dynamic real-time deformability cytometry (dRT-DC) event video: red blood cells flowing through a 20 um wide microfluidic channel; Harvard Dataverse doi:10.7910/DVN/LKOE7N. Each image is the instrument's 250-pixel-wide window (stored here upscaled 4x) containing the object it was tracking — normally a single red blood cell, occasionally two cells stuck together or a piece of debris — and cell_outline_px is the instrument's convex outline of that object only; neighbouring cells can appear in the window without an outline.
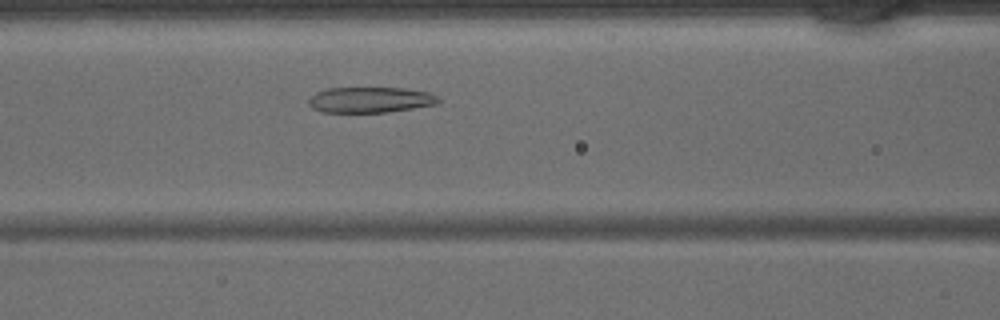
{"species": "common noctule bat (a hibernating species)", "species_latin": "Nyctalus noctula", "temperature_condition": "warm", "stored_images_in_passage": 24, "camera_frame_rate_fps": 3000, "um_per_image_px": 0.085, "animal": {"sex": "male", "body_mass_g": 15.6}, "frame": {"image": 1, "passage_image": 5, "time_ms": 1.333, "image_size_px": [1000, 320], "cell_outline_px": [[444, 100], [440, 104], [388, 112], [324, 112], [312, 108], [308, 104], [308, 100], [316, 92], [328, 88], [404, 88], [428, 92], [440, 96]], "centroid_in_image_um": [31.56, 8.48], "position_along_channel_um": 135.0, "area_um2": 19.65}}
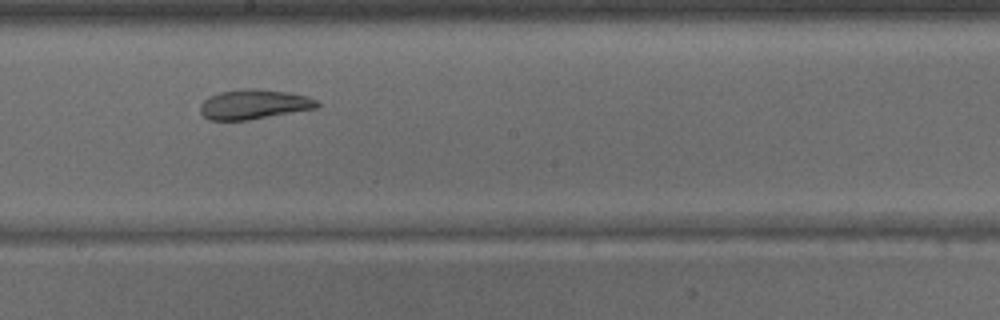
{"frame": {"image": 2, "passage_image": 11, "time_ms": 3.333, "image_size_px": [1000, 320], "cell_outline_px": [[320, 104], [316, 108], [248, 120], [208, 120], [200, 112], [200, 104], [208, 96], [220, 92], [240, 88], [252, 88], [288, 92], [304, 96], [316, 100]], "centroid_in_image_um": [21.52, 8.86], "position_along_channel_um": 226.7, "area_um2": 20.17}}
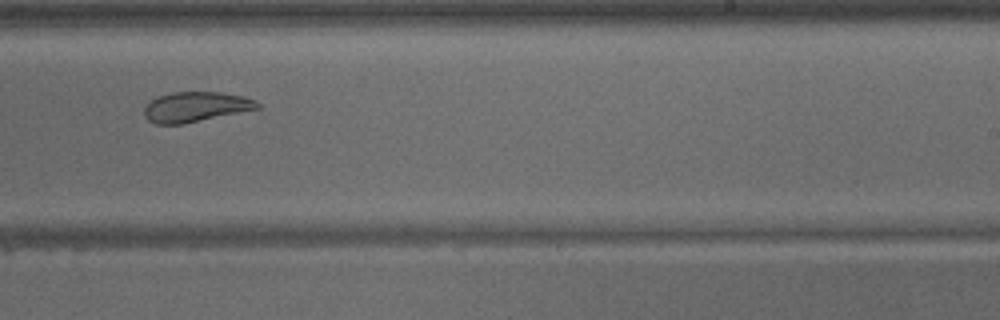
{"frame": {"image": 3, "passage_image": 14, "time_ms": 4.333, "image_size_px": [1000, 320], "cell_outline_px": [[260, 108], [180, 124], [156, 124], [148, 120], [144, 116], [144, 108], [152, 100], [160, 96], [172, 92], [220, 92], [244, 96], [260, 104]], "centroid_in_image_um": [16.61, 9.08], "position_along_channel_um": 272.4, "area_um2": 19.42}}